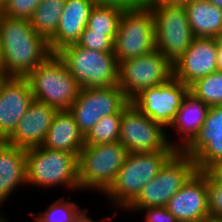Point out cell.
Returning <instances> with one entry per match:
<instances>
[{
	"label": "cell",
	"instance_id": "cell-37",
	"mask_svg": "<svg viewBox=\"0 0 222 222\" xmlns=\"http://www.w3.org/2000/svg\"><path fill=\"white\" fill-rule=\"evenodd\" d=\"M191 0H149L148 4H160V5H171V4H184Z\"/></svg>",
	"mask_w": 222,
	"mask_h": 222
},
{
	"label": "cell",
	"instance_id": "cell-2",
	"mask_svg": "<svg viewBox=\"0 0 222 222\" xmlns=\"http://www.w3.org/2000/svg\"><path fill=\"white\" fill-rule=\"evenodd\" d=\"M176 152L127 153L113 184L101 195L109 199L107 205L110 204L109 208L113 207L110 209L113 216L122 213L138 197L141 189L161 171Z\"/></svg>",
	"mask_w": 222,
	"mask_h": 222
},
{
	"label": "cell",
	"instance_id": "cell-26",
	"mask_svg": "<svg viewBox=\"0 0 222 222\" xmlns=\"http://www.w3.org/2000/svg\"><path fill=\"white\" fill-rule=\"evenodd\" d=\"M69 194L58 199L55 198V201L53 200L45 210L38 213L31 211L29 215L38 222H70L82 207L76 200H71L70 198L73 196L71 193Z\"/></svg>",
	"mask_w": 222,
	"mask_h": 222
},
{
	"label": "cell",
	"instance_id": "cell-23",
	"mask_svg": "<svg viewBox=\"0 0 222 222\" xmlns=\"http://www.w3.org/2000/svg\"><path fill=\"white\" fill-rule=\"evenodd\" d=\"M194 37L222 35V9L208 0H191L183 4Z\"/></svg>",
	"mask_w": 222,
	"mask_h": 222
},
{
	"label": "cell",
	"instance_id": "cell-16",
	"mask_svg": "<svg viewBox=\"0 0 222 222\" xmlns=\"http://www.w3.org/2000/svg\"><path fill=\"white\" fill-rule=\"evenodd\" d=\"M217 71V41L213 37H194L188 49L173 63V76L188 87Z\"/></svg>",
	"mask_w": 222,
	"mask_h": 222
},
{
	"label": "cell",
	"instance_id": "cell-4",
	"mask_svg": "<svg viewBox=\"0 0 222 222\" xmlns=\"http://www.w3.org/2000/svg\"><path fill=\"white\" fill-rule=\"evenodd\" d=\"M26 78L34 100L48 104L57 111L69 110L81 89L57 53H52Z\"/></svg>",
	"mask_w": 222,
	"mask_h": 222
},
{
	"label": "cell",
	"instance_id": "cell-21",
	"mask_svg": "<svg viewBox=\"0 0 222 222\" xmlns=\"http://www.w3.org/2000/svg\"><path fill=\"white\" fill-rule=\"evenodd\" d=\"M20 188L27 189L26 149L0 141V207Z\"/></svg>",
	"mask_w": 222,
	"mask_h": 222
},
{
	"label": "cell",
	"instance_id": "cell-36",
	"mask_svg": "<svg viewBox=\"0 0 222 222\" xmlns=\"http://www.w3.org/2000/svg\"><path fill=\"white\" fill-rule=\"evenodd\" d=\"M0 76L3 79L11 78L10 75L8 74L7 69H6V64H5V59H4V54L2 51L1 44H0Z\"/></svg>",
	"mask_w": 222,
	"mask_h": 222
},
{
	"label": "cell",
	"instance_id": "cell-42",
	"mask_svg": "<svg viewBox=\"0 0 222 222\" xmlns=\"http://www.w3.org/2000/svg\"><path fill=\"white\" fill-rule=\"evenodd\" d=\"M4 79L0 76V84H1V82L3 81Z\"/></svg>",
	"mask_w": 222,
	"mask_h": 222
},
{
	"label": "cell",
	"instance_id": "cell-32",
	"mask_svg": "<svg viewBox=\"0 0 222 222\" xmlns=\"http://www.w3.org/2000/svg\"><path fill=\"white\" fill-rule=\"evenodd\" d=\"M139 214H144L142 219L144 222H178L176 217L170 213L166 207H147L142 208L137 212Z\"/></svg>",
	"mask_w": 222,
	"mask_h": 222
},
{
	"label": "cell",
	"instance_id": "cell-39",
	"mask_svg": "<svg viewBox=\"0 0 222 222\" xmlns=\"http://www.w3.org/2000/svg\"><path fill=\"white\" fill-rule=\"evenodd\" d=\"M208 1L222 9V0H208Z\"/></svg>",
	"mask_w": 222,
	"mask_h": 222
},
{
	"label": "cell",
	"instance_id": "cell-40",
	"mask_svg": "<svg viewBox=\"0 0 222 222\" xmlns=\"http://www.w3.org/2000/svg\"><path fill=\"white\" fill-rule=\"evenodd\" d=\"M7 0H0V11L3 9V7L5 6Z\"/></svg>",
	"mask_w": 222,
	"mask_h": 222
},
{
	"label": "cell",
	"instance_id": "cell-18",
	"mask_svg": "<svg viewBox=\"0 0 222 222\" xmlns=\"http://www.w3.org/2000/svg\"><path fill=\"white\" fill-rule=\"evenodd\" d=\"M209 108L207 104L188 92L173 122L167 128V138L170 145L182 151L199 133Z\"/></svg>",
	"mask_w": 222,
	"mask_h": 222
},
{
	"label": "cell",
	"instance_id": "cell-1",
	"mask_svg": "<svg viewBox=\"0 0 222 222\" xmlns=\"http://www.w3.org/2000/svg\"><path fill=\"white\" fill-rule=\"evenodd\" d=\"M0 44L10 77L26 78L51 54L48 41L29 19L0 14Z\"/></svg>",
	"mask_w": 222,
	"mask_h": 222
},
{
	"label": "cell",
	"instance_id": "cell-8",
	"mask_svg": "<svg viewBox=\"0 0 222 222\" xmlns=\"http://www.w3.org/2000/svg\"><path fill=\"white\" fill-rule=\"evenodd\" d=\"M154 16L155 49L172 64L192 44L194 35L183 4H148Z\"/></svg>",
	"mask_w": 222,
	"mask_h": 222
},
{
	"label": "cell",
	"instance_id": "cell-29",
	"mask_svg": "<svg viewBox=\"0 0 222 222\" xmlns=\"http://www.w3.org/2000/svg\"><path fill=\"white\" fill-rule=\"evenodd\" d=\"M207 187L210 219L222 221V170L208 171Z\"/></svg>",
	"mask_w": 222,
	"mask_h": 222
},
{
	"label": "cell",
	"instance_id": "cell-11",
	"mask_svg": "<svg viewBox=\"0 0 222 222\" xmlns=\"http://www.w3.org/2000/svg\"><path fill=\"white\" fill-rule=\"evenodd\" d=\"M119 142L127 153L178 151L170 145L167 129L144 115L132 102L122 112Z\"/></svg>",
	"mask_w": 222,
	"mask_h": 222
},
{
	"label": "cell",
	"instance_id": "cell-9",
	"mask_svg": "<svg viewBox=\"0 0 222 222\" xmlns=\"http://www.w3.org/2000/svg\"><path fill=\"white\" fill-rule=\"evenodd\" d=\"M154 49V16L150 7L124 10L113 45L117 62L148 54Z\"/></svg>",
	"mask_w": 222,
	"mask_h": 222
},
{
	"label": "cell",
	"instance_id": "cell-19",
	"mask_svg": "<svg viewBox=\"0 0 222 222\" xmlns=\"http://www.w3.org/2000/svg\"><path fill=\"white\" fill-rule=\"evenodd\" d=\"M56 112L54 107L34 100L5 141L24 149L41 146Z\"/></svg>",
	"mask_w": 222,
	"mask_h": 222
},
{
	"label": "cell",
	"instance_id": "cell-3",
	"mask_svg": "<svg viewBox=\"0 0 222 222\" xmlns=\"http://www.w3.org/2000/svg\"><path fill=\"white\" fill-rule=\"evenodd\" d=\"M27 189H65L80 192L78 156L73 153L37 146L26 149ZM70 190V191H69Z\"/></svg>",
	"mask_w": 222,
	"mask_h": 222
},
{
	"label": "cell",
	"instance_id": "cell-38",
	"mask_svg": "<svg viewBox=\"0 0 222 222\" xmlns=\"http://www.w3.org/2000/svg\"><path fill=\"white\" fill-rule=\"evenodd\" d=\"M0 210L3 209L0 208ZM3 213H5V211L4 212L0 211V222H10V220H8V218Z\"/></svg>",
	"mask_w": 222,
	"mask_h": 222
},
{
	"label": "cell",
	"instance_id": "cell-24",
	"mask_svg": "<svg viewBox=\"0 0 222 222\" xmlns=\"http://www.w3.org/2000/svg\"><path fill=\"white\" fill-rule=\"evenodd\" d=\"M66 0H43L29 19L35 31L49 41L55 34Z\"/></svg>",
	"mask_w": 222,
	"mask_h": 222
},
{
	"label": "cell",
	"instance_id": "cell-22",
	"mask_svg": "<svg viewBox=\"0 0 222 222\" xmlns=\"http://www.w3.org/2000/svg\"><path fill=\"white\" fill-rule=\"evenodd\" d=\"M47 149L66 151L79 156L85 146V137L80 132L69 110L57 111L42 143Z\"/></svg>",
	"mask_w": 222,
	"mask_h": 222
},
{
	"label": "cell",
	"instance_id": "cell-10",
	"mask_svg": "<svg viewBox=\"0 0 222 222\" xmlns=\"http://www.w3.org/2000/svg\"><path fill=\"white\" fill-rule=\"evenodd\" d=\"M173 64L159 50L118 63L117 85L131 101L142 90L166 83Z\"/></svg>",
	"mask_w": 222,
	"mask_h": 222
},
{
	"label": "cell",
	"instance_id": "cell-30",
	"mask_svg": "<svg viewBox=\"0 0 222 222\" xmlns=\"http://www.w3.org/2000/svg\"><path fill=\"white\" fill-rule=\"evenodd\" d=\"M116 34H105V32H92L88 27L82 32L77 44L80 47L98 50L101 52H113L114 38Z\"/></svg>",
	"mask_w": 222,
	"mask_h": 222
},
{
	"label": "cell",
	"instance_id": "cell-25",
	"mask_svg": "<svg viewBox=\"0 0 222 222\" xmlns=\"http://www.w3.org/2000/svg\"><path fill=\"white\" fill-rule=\"evenodd\" d=\"M124 10L125 9L118 6L96 3L91 9L87 27L91 29L92 32L116 34Z\"/></svg>",
	"mask_w": 222,
	"mask_h": 222
},
{
	"label": "cell",
	"instance_id": "cell-6",
	"mask_svg": "<svg viewBox=\"0 0 222 222\" xmlns=\"http://www.w3.org/2000/svg\"><path fill=\"white\" fill-rule=\"evenodd\" d=\"M81 88L117 85L118 62L114 52H101L80 47L77 43L57 52Z\"/></svg>",
	"mask_w": 222,
	"mask_h": 222
},
{
	"label": "cell",
	"instance_id": "cell-15",
	"mask_svg": "<svg viewBox=\"0 0 222 222\" xmlns=\"http://www.w3.org/2000/svg\"><path fill=\"white\" fill-rule=\"evenodd\" d=\"M208 171H196L165 206L178 222H203L210 219Z\"/></svg>",
	"mask_w": 222,
	"mask_h": 222
},
{
	"label": "cell",
	"instance_id": "cell-12",
	"mask_svg": "<svg viewBox=\"0 0 222 222\" xmlns=\"http://www.w3.org/2000/svg\"><path fill=\"white\" fill-rule=\"evenodd\" d=\"M130 102L118 85L81 88L69 111L85 137L102 117L122 114Z\"/></svg>",
	"mask_w": 222,
	"mask_h": 222
},
{
	"label": "cell",
	"instance_id": "cell-34",
	"mask_svg": "<svg viewBox=\"0 0 222 222\" xmlns=\"http://www.w3.org/2000/svg\"><path fill=\"white\" fill-rule=\"evenodd\" d=\"M89 212V215H88ZM90 209L85 207V208H81L75 215L74 217L71 219L70 222H107V220H112L115 216L112 215H107L105 217L100 218L99 220L94 219V217H92V215L90 216Z\"/></svg>",
	"mask_w": 222,
	"mask_h": 222
},
{
	"label": "cell",
	"instance_id": "cell-14",
	"mask_svg": "<svg viewBox=\"0 0 222 222\" xmlns=\"http://www.w3.org/2000/svg\"><path fill=\"white\" fill-rule=\"evenodd\" d=\"M182 151L193 158L197 171L222 169V105L209 108L199 133Z\"/></svg>",
	"mask_w": 222,
	"mask_h": 222
},
{
	"label": "cell",
	"instance_id": "cell-27",
	"mask_svg": "<svg viewBox=\"0 0 222 222\" xmlns=\"http://www.w3.org/2000/svg\"><path fill=\"white\" fill-rule=\"evenodd\" d=\"M189 92L209 107L222 105V72L215 71L196 80Z\"/></svg>",
	"mask_w": 222,
	"mask_h": 222
},
{
	"label": "cell",
	"instance_id": "cell-7",
	"mask_svg": "<svg viewBox=\"0 0 222 222\" xmlns=\"http://www.w3.org/2000/svg\"><path fill=\"white\" fill-rule=\"evenodd\" d=\"M196 171L193 158L178 150L123 212L135 214L142 208L165 207Z\"/></svg>",
	"mask_w": 222,
	"mask_h": 222
},
{
	"label": "cell",
	"instance_id": "cell-41",
	"mask_svg": "<svg viewBox=\"0 0 222 222\" xmlns=\"http://www.w3.org/2000/svg\"><path fill=\"white\" fill-rule=\"evenodd\" d=\"M203 222H222V221H218V220H212V219H208L206 221H203Z\"/></svg>",
	"mask_w": 222,
	"mask_h": 222
},
{
	"label": "cell",
	"instance_id": "cell-33",
	"mask_svg": "<svg viewBox=\"0 0 222 222\" xmlns=\"http://www.w3.org/2000/svg\"><path fill=\"white\" fill-rule=\"evenodd\" d=\"M98 4L114 5L123 9H136L148 6L149 0H96Z\"/></svg>",
	"mask_w": 222,
	"mask_h": 222
},
{
	"label": "cell",
	"instance_id": "cell-13",
	"mask_svg": "<svg viewBox=\"0 0 222 222\" xmlns=\"http://www.w3.org/2000/svg\"><path fill=\"white\" fill-rule=\"evenodd\" d=\"M188 92L189 87L173 76L164 84L142 90L131 102L167 129Z\"/></svg>",
	"mask_w": 222,
	"mask_h": 222
},
{
	"label": "cell",
	"instance_id": "cell-35",
	"mask_svg": "<svg viewBox=\"0 0 222 222\" xmlns=\"http://www.w3.org/2000/svg\"><path fill=\"white\" fill-rule=\"evenodd\" d=\"M217 71L222 72V35L217 36Z\"/></svg>",
	"mask_w": 222,
	"mask_h": 222
},
{
	"label": "cell",
	"instance_id": "cell-31",
	"mask_svg": "<svg viewBox=\"0 0 222 222\" xmlns=\"http://www.w3.org/2000/svg\"><path fill=\"white\" fill-rule=\"evenodd\" d=\"M43 0H7L0 14L13 18L30 19Z\"/></svg>",
	"mask_w": 222,
	"mask_h": 222
},
{
	"label": "cell",
	"instance_id": "cell-5",
	"mask_svg": "<svg viewBox=\"0 0 222 222\" xmlns=\"http://www.w3.org/2000/svg\"><path fill=\"white\" fill-rule=\"evenodd\" d=\"M127 150L119 142L85 145L78 156L80 193L104 194L123 165Z\"/></svg>",
	"mask_w": 222,
	"mask_h": 222
},
{
	"label": "cell",
	"instance_id": "cell-17",
	"mask_svg": "<svg viewBox=\"0 0 222 222\" xmlns=\"http://www.w3.org/2000/svg\"><path fill=\"white\" fill-rule=\"evenodd\" d=\"M34 101L27 78L11 77L0 84V141H5Z\"/></svg>",
	"mask_w": 222,
	"mask_h": 222
},
{
	"label": "cell",
	"instance_id": "cell-28",
	"mask_svg": "<svg viewBox=\"0 0 222 222\" xmlns=\"http://www.w3.org/2000/svg\"><path fill=\"white\" fill-rule=\"evenodd\" d=\"M122 114L102 117L85 136V145L117 142L120 139Z\"/></svg>",
	"mask_w": 222,
	"mask_h": 222
},
{
	"label": "cell",
	"instance_id": "cell-20",
	"mask_svg": "<svg viewBox=\"0 0 222 222\" xmlns=\"http://www.w3.org/2000/svg\"><path fill=\"white\" fill-rule=\"evenodd\" d=\"M96 3V0H66L56 32L48 41L52 53L80 40L87 27L91 9Z\"/></svg>",
	"mask_w": 222,
	"mask_h": 222
}]
</instances>
